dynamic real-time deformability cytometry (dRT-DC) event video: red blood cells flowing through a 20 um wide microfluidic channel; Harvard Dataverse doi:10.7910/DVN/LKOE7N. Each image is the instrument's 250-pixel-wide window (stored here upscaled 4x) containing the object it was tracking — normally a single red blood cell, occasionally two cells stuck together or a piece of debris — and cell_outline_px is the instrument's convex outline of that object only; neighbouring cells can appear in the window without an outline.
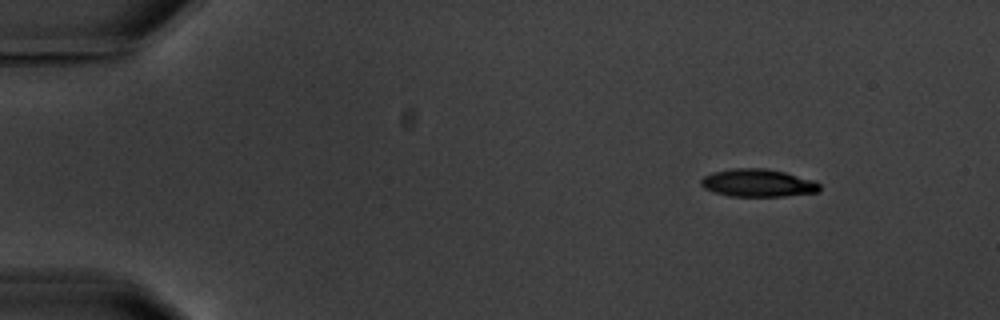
{"species": "common noctule bat (a hibernating species)", "species_latin": "Nyctalus noctula", "temperature_condition": "warm", "stored_images_in_passage": 6, "camera_frame_rate_fps": 3000, "um_per_image_px": 0.085, "animal": {"sex": "male", "body_mass_g": 20.1, "forearm_length_mm": 53.5}, "frame": {"image": 1, "passage_image": 1, "time_ms": 0.0, "image_size_px": [1000, 320], "cell_outline_px": [[820, 188], [816, 192], [784, 196], [728, 196], [704, 188], [700, 184], [700, 180], [704, 176], [712, 172], [732, 168], [768, 168], [816, 180], [820, 184]], "centroid_in_image_um": [64.42, 15.54], "position_along_channel_um": 20.6, "area_um2": 19.25}}
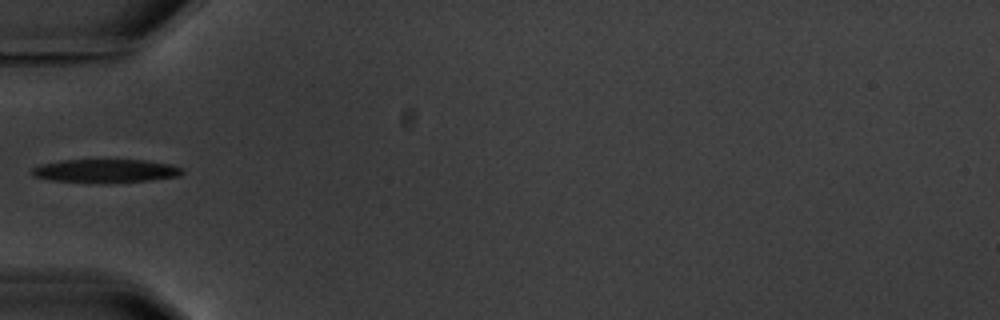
{"frame": {"image": 2, "passage_image": 4, "time_ms": 4.333, "image_size_px": [1000, 320], "cell_outline_px": [[184, 172], [180, 176], [148, 180], [104, 184], [88, 184], [52, 180], [32, 176], [32, 168], [40, 164], [64, 160], [144, 160], [172, 164], [180, 168]], "centroid_in_image_um": [8.94, 14.55], "position_along_channel_um": 76.1, "area_um2": 20.92}}
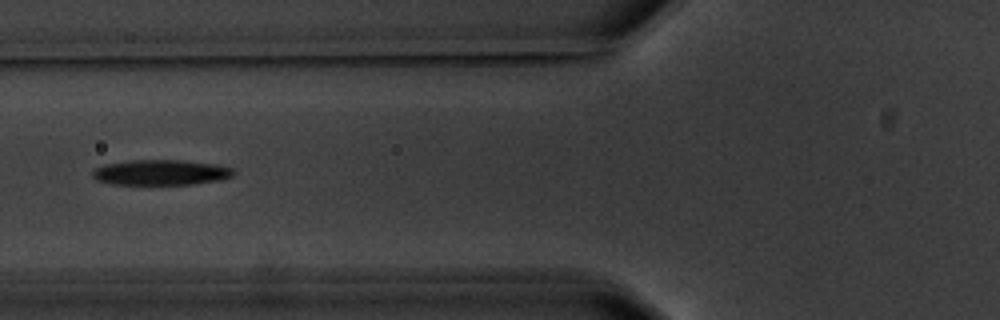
{"frame": {"image": 3, "passage_image": 5, "time_ms": 5.333, "image_size_px": [1000, 320], "cell_outline_px": [[236, 172], [232, 176], [220, 180], [192, 184], [112, 184], [96, 180], [92, 176], [92, 172], [96, 168], [104, 164], [132, 160], [180, 160], [216, 164], [232, 168]], "centroid_in_image_um": [13.67, 14.65], "position_along_channel_um": 112.1, "area_um2": 20.81}}